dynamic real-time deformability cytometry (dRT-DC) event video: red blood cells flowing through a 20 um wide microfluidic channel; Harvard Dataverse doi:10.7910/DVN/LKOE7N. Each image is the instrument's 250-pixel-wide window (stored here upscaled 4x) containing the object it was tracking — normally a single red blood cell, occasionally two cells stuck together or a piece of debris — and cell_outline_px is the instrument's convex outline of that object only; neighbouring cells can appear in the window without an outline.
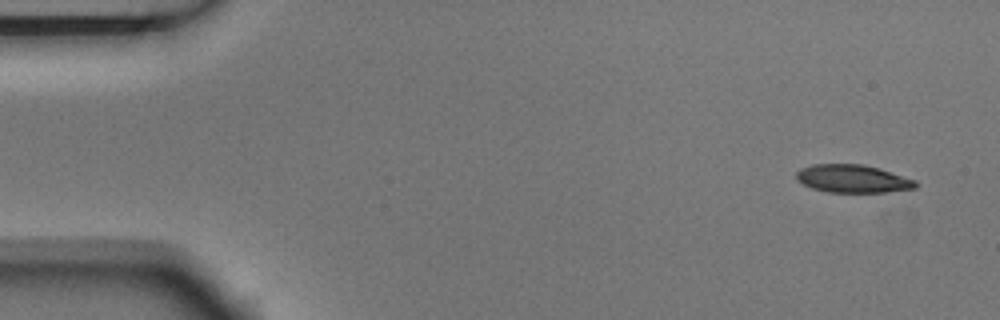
{"species": "Egyptian fruit bat (a non-hibernating species)", "species_latin": "Rousettus aegyptiacus", "temperature_condition": "room temperature", "stored_images_in_passage": 4, "camera_frame_rate_fps": 3000, "um_per_image_px": 0.085, "animal": {"sex": "male"}, "frame": {"image": 1, "passage_image": 1, "time_ms": 0.0, "image_size_px": [1000, 320], "cell_outline_px": [[920, 184], [916, 188], [888, 192], [828, 192], [812, 188], [796, 180], [796, 172], [800, 168], [812, 164], [864, 164], [880, 168], [916, 180]], "centroid_in_image_um": [72.5, 15.18], "position_along_channel_um": 12.5, "area_um2": 19.65}}
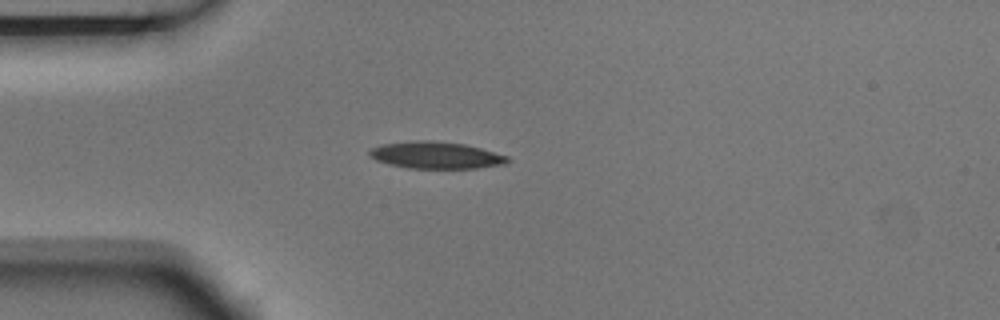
{"frame": {"image": 2, "passage_image": 4, "time_ms": 1.0, "image_size_px": [1000, 320], "cell_outline_px": [[512, 160], [504, 164], [476, 168], [408, 168], [388, 164], [376, 160], [368, 156], [368, 152], [372, 148], [384, 144], [424, 140], [428, 140], [464, 144], [480, 148], [508, 156]], "centroid_in_image_um": [37.06, 13.2], "position_along_channel_um": 47.9, "area_um2": 21.44}}